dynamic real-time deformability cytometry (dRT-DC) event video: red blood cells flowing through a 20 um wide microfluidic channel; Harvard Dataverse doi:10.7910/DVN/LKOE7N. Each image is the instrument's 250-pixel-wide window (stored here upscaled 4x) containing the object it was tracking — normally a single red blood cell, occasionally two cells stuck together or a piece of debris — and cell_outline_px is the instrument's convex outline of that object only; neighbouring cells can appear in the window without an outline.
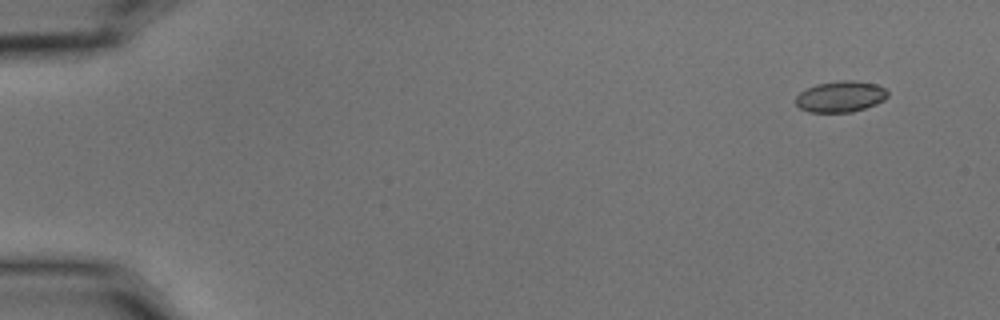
{"species": "common noctule bat (a hibernating species)", "species_latin": "Nyctalus noctula", "temperature_condition": "cold", "stored_images_in_passage": 6, "camera_frame_rate_fps": 3000, "um_per_image_px": 0.085, "animal": {"sex": "male", "body_mass_g": 15.6}, "frame": {"image": 1, "passage_image": 1, "time_ms": 0.0, "image_size_px": [1000, 320], "cell_outline_px": [[888, 96], [884, 100], [876, 104], [852, 112], [808, 112], [800, 108], [796, 104], [796, 96], [800, 92], [816, 84], [836, 80], [852, 80], [876, 84], [884, 88], [888, 92]], "centroid_in_image_um": [71.44, 8.2], "position_along_channel_um": 13.6, "area_um2": 16.7}}
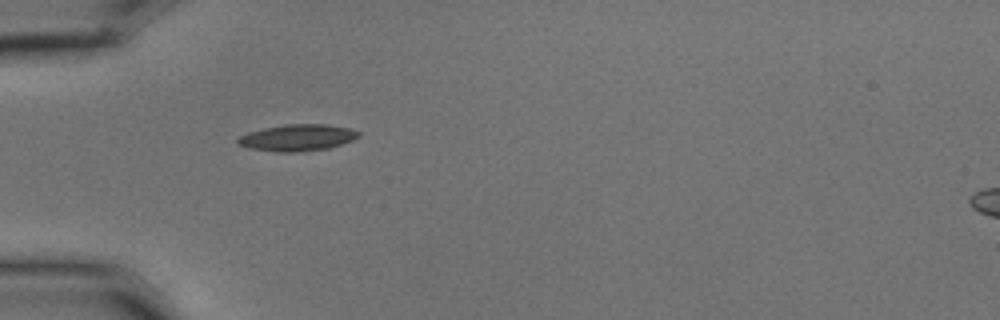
{"frame": {"image": 2, "passage_image": 5, "time_ms": 1.333, "image_size_px": [1000, 320], "cell_outline_px": [[360, 136], [352, 140], [328, 148], [296, 152], [276, 152], [248, 148], [240, 144], [236, 140], [240, 136], [248, 132], [264, 128], [284, 124], [328, 124], [348, 128], [360, 132]], "centroid_in_image_um": [25.27, 11.69], "position_along_channel_um": 59.7, "area_um2": 18.61}}